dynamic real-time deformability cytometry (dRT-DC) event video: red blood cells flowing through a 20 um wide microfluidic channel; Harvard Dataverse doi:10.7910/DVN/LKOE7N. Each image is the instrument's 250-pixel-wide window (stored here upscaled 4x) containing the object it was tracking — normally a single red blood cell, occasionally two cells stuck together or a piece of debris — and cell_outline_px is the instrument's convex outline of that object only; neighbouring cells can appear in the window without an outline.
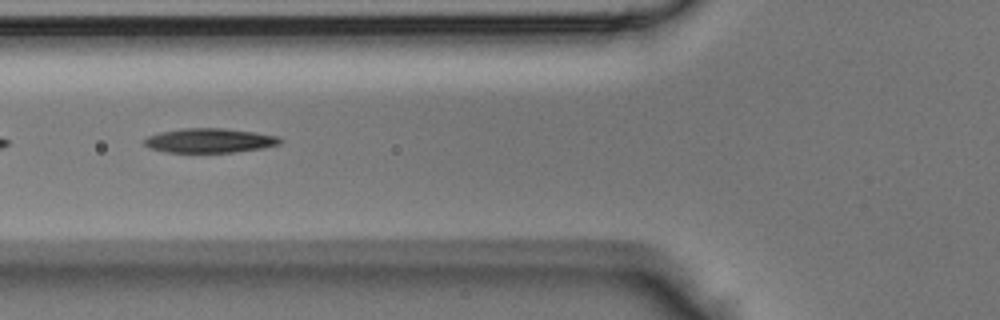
{"species": "Egyptian fruit bat (a non-hibernating species)", "species_latin": "Rousettus aegyptiacus", "temperature_condition": "room temperature", "stored_images_in_passage": 35, "camera_frame_rate_fps": 3000, "um_per_image_px": 0.085, "animal": {"sex": "male"}, "frame": {"image": 1, "passage_image": 8, "time_ms": 2.333, "image_size_px": [1000, 320], "cell_outline_px": [[284, 140], [280, 144], [260, 148], [236, 152], [168, 152], [148, 148], [144, 144], [144, 140], [148, 136], [160, 132], [184, 128], [224, 128], [252, 132], [276, 136]], "centroid_in_image_um": [17.79, 11.94], "position_along_channel_um": 108.0, "area_um2": 19.13}}
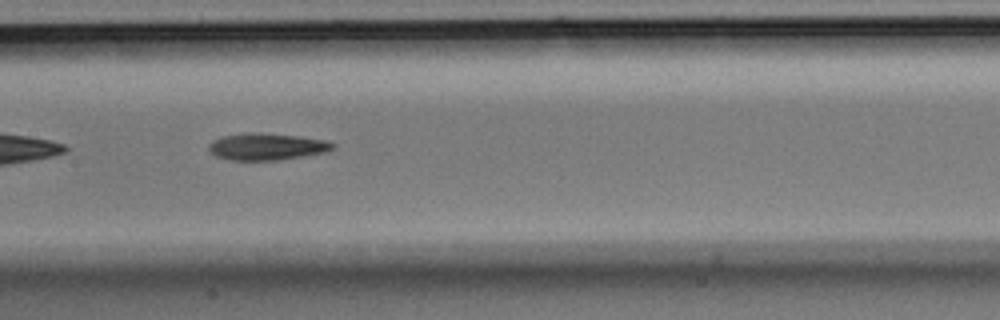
{"frame": {"image": 2, "passage_image": 13, "time_ms": 4.0, "image_size_px": [1000, 320], "cell_outline_px": [[336, 148], [324, 152], [304, 156], [280, 160], [228, 160], [216, 156], [208, 148], [208, 144], [212, 140], [224, 136], [252, 132], [296, 136], [328, 140], [336, 144]], "centroid_in_image_um": [22.7, 12.47], "position_along_channel_um": 184.7, "area_um2": 19.36}}
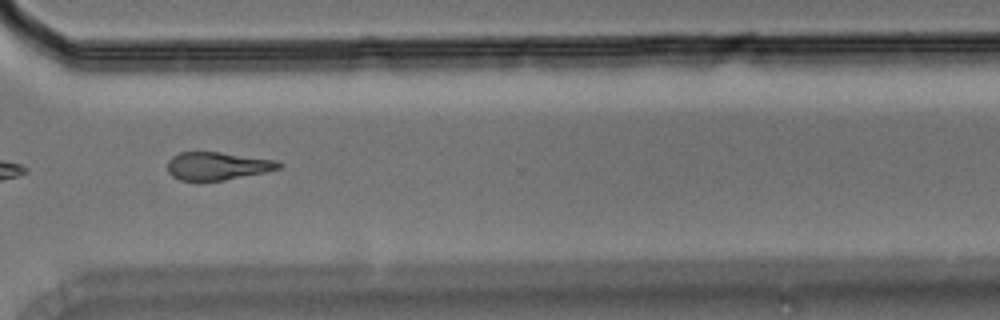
{"frame": {"image": 3, "passage_image": 24, "time_ms": 7.667, "image_size_px": [1000, 320], "cell_outline_px": [[284, 164], [280, 168], [264, 172], [224, 180], [180, 180], [172, 176], [168, 172], [168, 160], [172, 156], [180, 152], [220, 152], [276, 160]], "centroid_in_image_um": [18.47, 14.1], "position_along_channel_um": 352.1, "area_um2": 17.98}}